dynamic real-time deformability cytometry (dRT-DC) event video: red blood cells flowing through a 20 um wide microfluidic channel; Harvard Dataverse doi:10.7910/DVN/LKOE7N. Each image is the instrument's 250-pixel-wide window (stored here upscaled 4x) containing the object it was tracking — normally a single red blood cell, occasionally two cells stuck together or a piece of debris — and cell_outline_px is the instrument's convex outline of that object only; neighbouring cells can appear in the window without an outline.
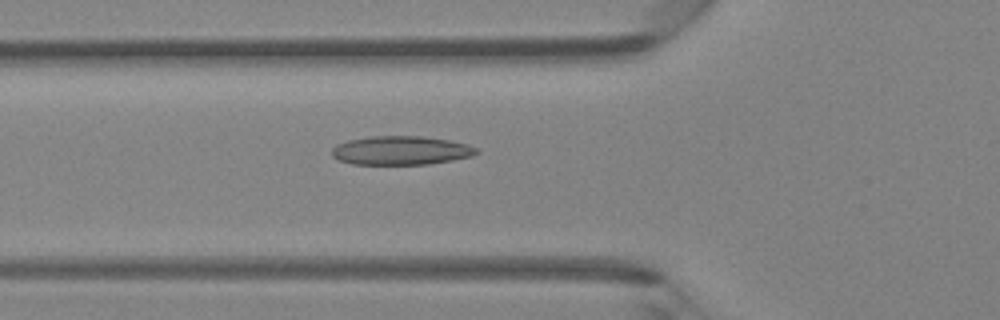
{"species": "Egyptian fruit bat (a non-hibernating species)", "species_latin": "Rousettus aegyptiacus", "temperature_condition": "room temperature", "stored_images_in_passage": 47, "camera_frame_rate_fps": 3000, "um_per_image_px": 0.085, "animal": {"sex": "female"}, "frame": {"image": 1, "passage_image": 17, "time_ms": 5.333, "image_size_px": [1000, 320], "cell_outline_px": [[480, 152], [472, 156], [452, 160], [428, 164], [352, 164], [340, 160], [332, 156], [332, 148], [336, 144], [348, 140], [368, 136], [420, 136], [448, 140], [468, 144], [476, 148]], "centroid_in_image_um": [34.07, 12.78], "position_along_channel_um": 91.7, "area_um2": 24.28}}
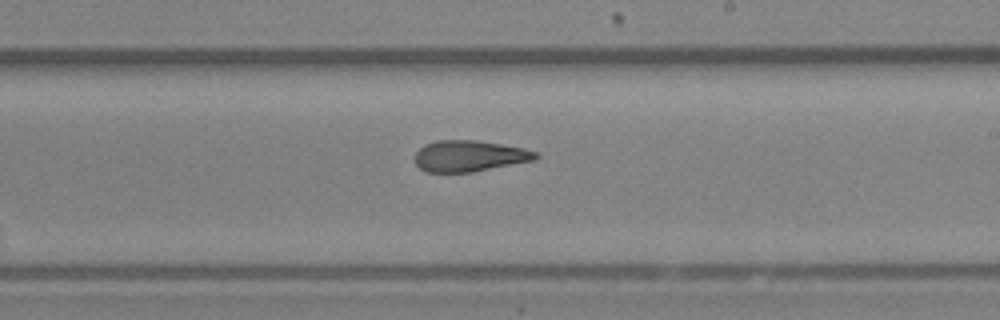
{"frame": {"image": 2, "passage_image": 28, "time_ms": 9.0, "image_size_px": [1000, 320], "cell_outline_px": [[540, 156], [536, 160], [472, 172], [424, 172], [416, 164], [416, 152], [424, 144], [436, 140], [476, 140], [524, 148], [536, 152]], "centroid_in_image_um": [39.9, 13.26], "position_along_channel_um": 249.1, "area_um2": 21.96}}
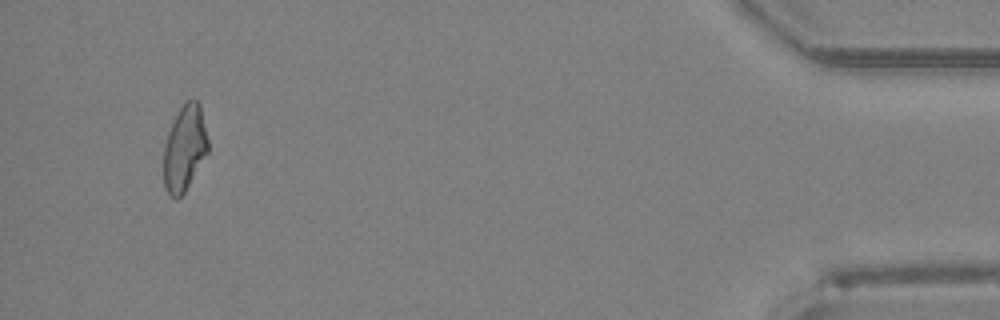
{"frame": {"image": 3, "passage_image": 45, "time_ms": 14.667, "image_size_px": [1000, 320], "cell_outline_px": [[208, 152], [184, 192], [176, 200], [168, 196], [164, 188], [164, 144], [168, 132], [180, 108], [188, 100], [196, 100], [200, 104], [208, 140]], "centroid_in_image_um": [15.68, 12.64], "position_along_channel_um": 419.5, "area_um2": 21.96}, "authors_computed_cell_mechanics": {"area_um2": 22.6576, "velocity_mm_per_s": 4.3127, "shape_relaxation_time_tau1_ms": null, "shape_relaxation_time_tau2_ms": 2.1853, "deformation_change_tau1": null, "deformation_change_tau2": 0.111}}